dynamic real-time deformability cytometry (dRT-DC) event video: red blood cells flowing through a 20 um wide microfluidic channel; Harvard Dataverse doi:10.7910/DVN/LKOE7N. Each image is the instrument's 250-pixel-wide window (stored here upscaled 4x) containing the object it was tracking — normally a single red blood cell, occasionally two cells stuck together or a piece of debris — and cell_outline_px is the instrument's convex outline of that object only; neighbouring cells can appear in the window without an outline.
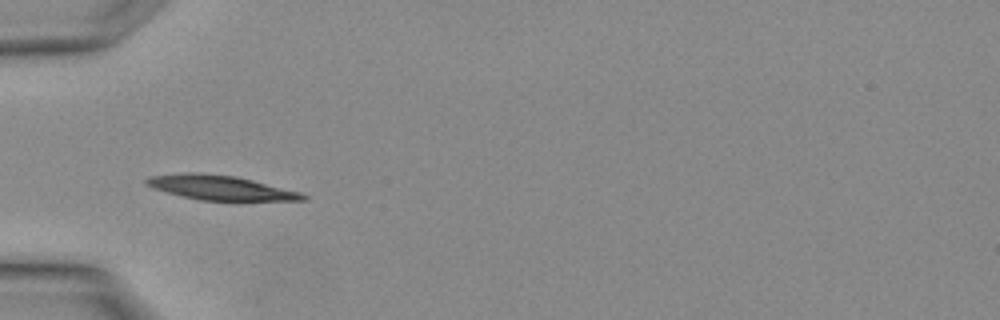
{"species": "Egyptian fruit bat (a non-hibernating species)", "species_latin": "Rousettus aegyptiacus", "temperature_condition": "warm", "stored_images_in_passage": 2, "camera_frame_rate_fps": 3000, "um_per_image_px": 0.085, "animal": {"sex": "female"}, "frame": {"image": 1, "passage_image": 2, "time_ms": 0.333, "image_size_px": [1000, 320], "cell_outline_px": [[308, 200], [200, 200], [168, 192], [144, 184], [144, 180], [152, 176], [188, 172], [196, 172], [236, 176], [300, 192], [308, 196]], "centroid_in_image_um": [18.75, 15.94], "position_along_channel_um": 66.2, "area_um2": 21.91}}